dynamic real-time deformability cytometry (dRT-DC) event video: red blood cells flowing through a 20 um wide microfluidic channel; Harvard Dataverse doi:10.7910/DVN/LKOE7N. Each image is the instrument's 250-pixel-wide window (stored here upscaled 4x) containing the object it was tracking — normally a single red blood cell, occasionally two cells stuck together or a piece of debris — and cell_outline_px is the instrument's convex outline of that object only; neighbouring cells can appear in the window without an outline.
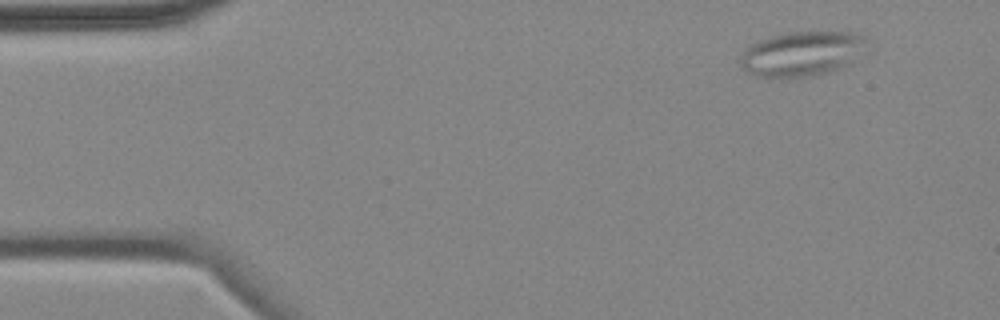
{"species": "common noctule bat (a hibernating species)", "species_latin": "Nyctalus noctula", "temperature_condition": "cold", "stored_images_in_passage": 4, "camera_frame_rate_fps": 3000, "um_per_image_px": 0.085, "animal": {"sex": "female", "body_mass_g": 18.4}, "frame": {"image": 1, "passage_image": 1, "time_ms": 0.0, "image_size_px": [1000, 320], "cell_outline_px": [[868, 40], [852, 64], [828, 72], [812, 76], [760, 76], [748, 72], [740, 68], [740, 52], [748, 44], [756, 40], [768, 36], [788, 32], [852, 32], [864, 36]], "centroid_in_image_um": [68.11, 4.54], "position_along_channel_um": 16.9, "area_um2": 33.12}}